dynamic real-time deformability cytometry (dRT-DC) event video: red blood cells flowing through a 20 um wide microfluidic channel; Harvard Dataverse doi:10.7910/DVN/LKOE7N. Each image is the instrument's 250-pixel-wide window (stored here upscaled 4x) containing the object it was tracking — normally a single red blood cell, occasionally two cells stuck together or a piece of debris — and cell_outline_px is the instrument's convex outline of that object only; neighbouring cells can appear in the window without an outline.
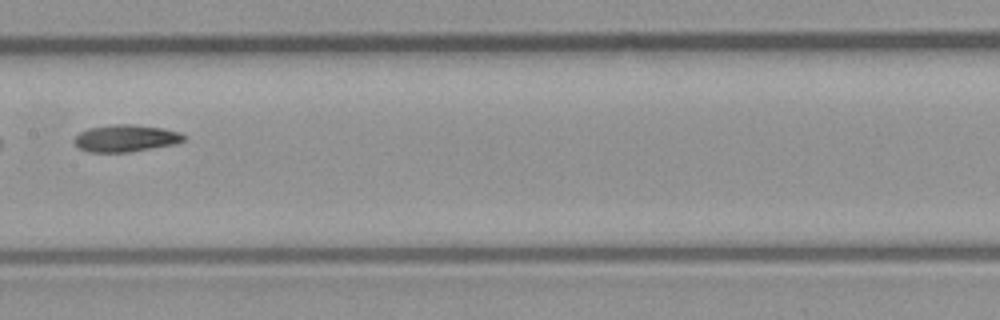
{"species": "common noctule bat (a hibernating species)", "species_latin": "Nyctalus noctula", "temperature_condition": "room temperature", "stored_images_in_passage": 4, "camera_frame_rate_fps": 3000, "um_per_image_px": 0.085, "animal": {"sex": "male", "body_mass_g": 23.1, "forearm_length_mm": 52.7}, "frame": {"image": 1, "passage_image": 4, "time_ms": 3.333, "image_size_px": [1000, 320], "cell_outline_px": [[184, 140], [176, 144], [128, 152], [88, 152], [80, 148], [72, 140], [80, 132], [88, 128], [116, 124], [132, 124], [164, 128], [180, 132], [184, 136]], "centroid_in_image_um": [10.69, 11.75], "position_along_channel_um": 196.7, "area_um2": 17.22}}